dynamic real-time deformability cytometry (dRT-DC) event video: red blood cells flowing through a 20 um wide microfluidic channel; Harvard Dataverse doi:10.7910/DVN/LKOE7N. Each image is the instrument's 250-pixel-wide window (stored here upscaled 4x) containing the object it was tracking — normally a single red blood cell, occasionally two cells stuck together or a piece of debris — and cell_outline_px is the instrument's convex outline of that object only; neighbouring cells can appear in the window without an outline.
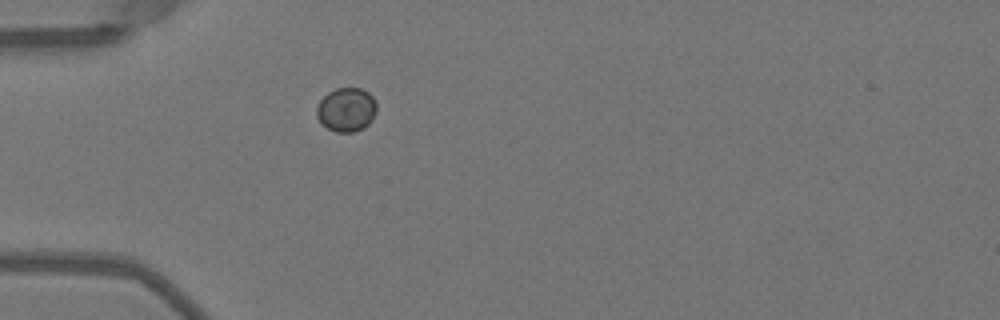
{"species": "Egyptian fruit bat (a non-hibernating species)", "species_latin": "Rousettus aegyptiacus", "temperature_condition": "warm", "stored_images_in_passage": 36, "camera_frame_rate_fps": 3000, "um_per_image_px": 0.085, "animal": {"sex": "female"}, "frame": {"image": 1, "passage_image": 1, "time_ms": 0.0, "image_size_px": [1000, 320], "cell_outline_px": [[376, 112], [368, 124], [364, 128], [352, 132], [336, 132], [328, 128], [316, 116], [316, 108], [320, 100], [328, 92], [336, 88], [360, 88], [368, 92], [372, 96], [376, 104]], "centroid_in_image_um": [29.44, 9.31], "position_along_channel_um": 55.6, "area_um2": 15.26}}
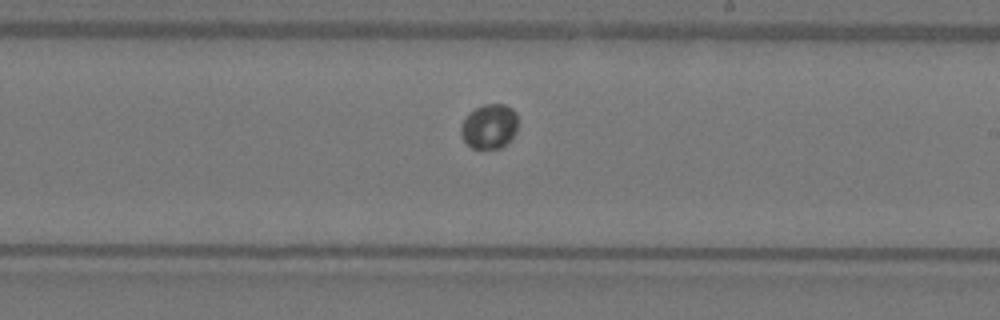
{"frame": {"image": 2, "passage_image": 16, "time_ms": 5.0, "image_size_px": [1000, 320], "cell_outline_px": [[516, 132], [500, 148], [472, 148], [460, 136], [460, 128], [468, 112], [484, 104], [504, 104], [512, 108], [516, 112]], "centroid_in_image_um": [41.56, 10.72], "position_along_channel_um": 247.4, "area_um2": 14.68}}
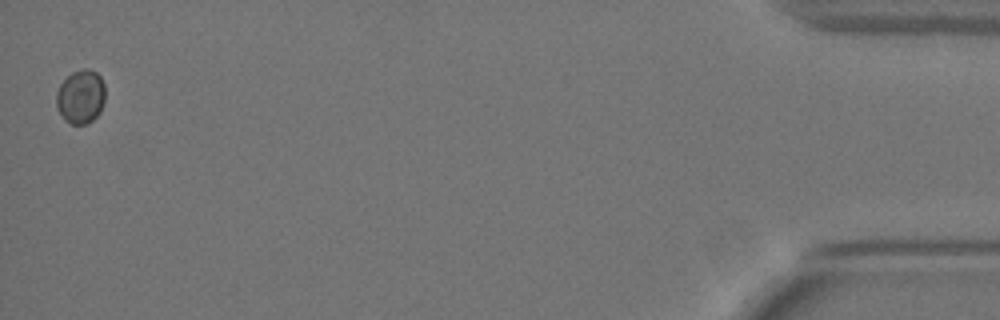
{"frame": {"image": 3, "passage_image": 36, "time_ms": 11.667, "image_size_px": [1000, 320], "cell_outline_px": [[104, 104], [100, 112], [88, 124], [72, 124], [64, 120], [60, 116], [56, 108], [56, 92], [60, 84], [72, 72], [80, 68], [88, 68], [96, 72], [100, 76], [104, 84]], "centroid_in_image_um": [6.84, 8.22], "position_along_channel_um": 428.4, "area_um2": 15.61}}